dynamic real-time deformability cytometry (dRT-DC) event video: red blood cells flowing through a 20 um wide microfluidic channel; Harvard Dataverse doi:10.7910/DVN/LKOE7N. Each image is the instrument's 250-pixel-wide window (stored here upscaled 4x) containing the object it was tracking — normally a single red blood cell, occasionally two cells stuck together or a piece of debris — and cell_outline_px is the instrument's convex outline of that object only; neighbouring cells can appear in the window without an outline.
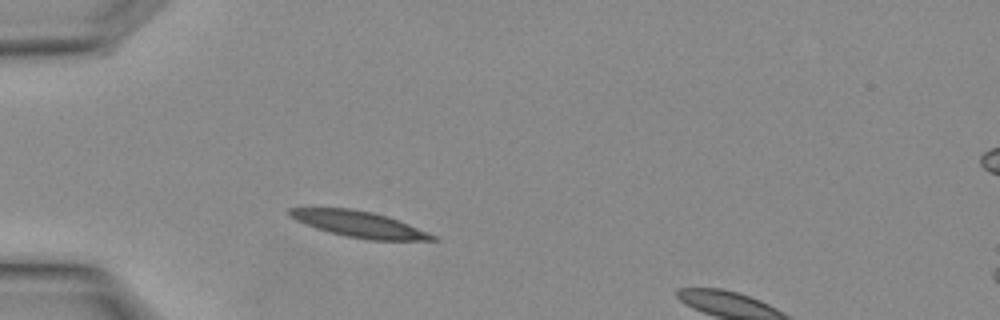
{"species": "Egyptian fruit bat (a non-hibernating species)", "species_latin": "Rousettus aegyptiacus", "temperature_condition": "warm", "stored_images_in_passage": 5, "segment_of_instrument_passage": [1, 2], "camera_frame_rate_fps": 3000, "um_per_image_px": 0.085, "animal": {"sex": "female"}, "frame": {"image": 1, "passage_image": 4, "time_ms": 1.0, "image_size_px": [1000, 320], "cell_outline_px": [[440, 240], [372, 240], [348, 236], [328, 232], [304, 224], [296, 220], [288, 212], [288, 208], [352, 208], [372, 212], [388, 216], [428, 232], [436, 236]], "centroid_in_image_um": [30.54, 19.05], "position_along_channel_um": 54.5, "area_um2": 21.44}}